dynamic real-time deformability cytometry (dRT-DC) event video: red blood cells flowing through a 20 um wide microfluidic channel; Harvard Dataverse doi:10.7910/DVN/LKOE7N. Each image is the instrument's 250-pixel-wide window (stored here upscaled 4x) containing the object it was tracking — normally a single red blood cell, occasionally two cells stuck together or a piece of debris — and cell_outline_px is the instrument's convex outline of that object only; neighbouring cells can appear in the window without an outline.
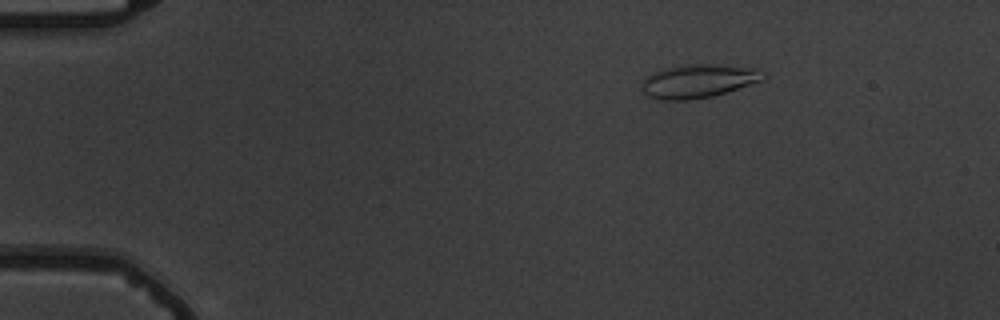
{"species": "common noctule bat (a hibernating species)", "species_latin": "Nyctalus noctula", "temperature_condition": "warm", "stored_images_in_passage": 3, "camera_frame_rate_fps": 3000, "um_per_image_px": 0.085, "animal": {"sex": "male", "body_mass_g": 19.5, "forearm_length_mm": 54.6}, "frame": {"image": 1, "passage_image": 1, "time_ms": 0.0, "image_size_px": [1000, 320], "cell_outline_px": [[768, 76], [764, 80], [712, 96], [688, 100], [660, 100], [648, 96], [644, 92], [644, 80], [648, 76], [656, 72], [668, 68], [692, 64], [716, 64], [756, 68], [764, 72]], "centroid_in_image_um": [59.44, 6.89], "position_along_channel_um": 25.6, "area_um2": 23.35}}